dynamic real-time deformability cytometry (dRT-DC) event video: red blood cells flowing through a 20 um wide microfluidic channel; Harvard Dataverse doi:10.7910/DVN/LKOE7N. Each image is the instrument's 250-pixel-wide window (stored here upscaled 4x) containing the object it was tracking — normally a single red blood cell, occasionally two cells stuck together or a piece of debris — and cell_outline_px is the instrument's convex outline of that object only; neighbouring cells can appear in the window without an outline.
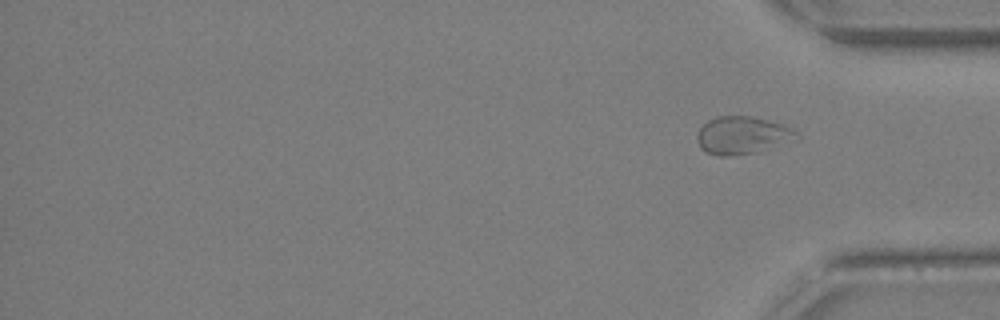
{"species": "Egyptian fruit bat (a non-hibernating species)", "species_latin": "Rousettus aegyptiacus", "temperature_condition": "warm", "stored_images_in_passage": 33, "segment_of_instrument_passage": [2, 2], "camera_frame_rate_fps": 3000, "um_per_image_px": 0.085, "animal": {"sex": "female"}, "frame": {"image": 1, "passage_image": 33, "time_ms": 10.667, "image_size_px": [1000, 320], "cell_outline_px": [[800, 140], [756, 152], [728, 156], [720, 156], [708, 152], [700, 148], [696, 140], [696, 132], [708, 120], [716, 116], [752, 116], [768, 120], [780, 124], [796, 132], [800, 136]], "centroid_in_image_um": [63.1, 11.5], "position_along_channel_um": 372.1, "area_um2": 21.96}}